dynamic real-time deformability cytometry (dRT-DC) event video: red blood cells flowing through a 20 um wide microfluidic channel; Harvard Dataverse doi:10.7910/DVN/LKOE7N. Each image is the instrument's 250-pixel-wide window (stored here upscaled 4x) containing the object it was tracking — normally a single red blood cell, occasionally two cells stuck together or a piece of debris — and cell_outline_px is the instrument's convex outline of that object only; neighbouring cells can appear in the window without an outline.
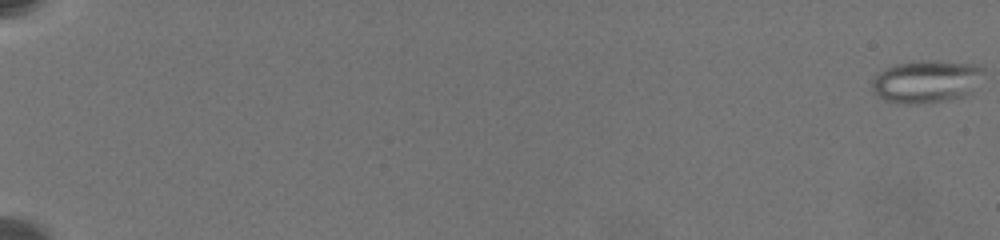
{"species": "common noctule bat (a hibernating species)", "species_latin": "Nyctalus noctula", "temperature_condition": "warm", "stored_images_in_passage": 17, "camera_frame_rate_fps": 3000, "um_per_image_px": 0.085, "animal": {"sex": "female", "body_mass_g": 19.5, "forearm_length_mm": 54.1}, "frame": {"image": 1, "passage_image": 1, "time_ms": 0.0, "image_size_px": [1000, 240], "cell_outline_px": [[984, 68], [964, 92], [960, 96], [944, 100], [912, 104], [884, 100], [872, 92], [872, 80], [884, 68], [896, 64], [924, 60], [932, 60], [976, 64]], "centroid_in_image_um": [78.58, 6.89], "position_along_channel_um": 6.4, "area_um2": 26.47}}